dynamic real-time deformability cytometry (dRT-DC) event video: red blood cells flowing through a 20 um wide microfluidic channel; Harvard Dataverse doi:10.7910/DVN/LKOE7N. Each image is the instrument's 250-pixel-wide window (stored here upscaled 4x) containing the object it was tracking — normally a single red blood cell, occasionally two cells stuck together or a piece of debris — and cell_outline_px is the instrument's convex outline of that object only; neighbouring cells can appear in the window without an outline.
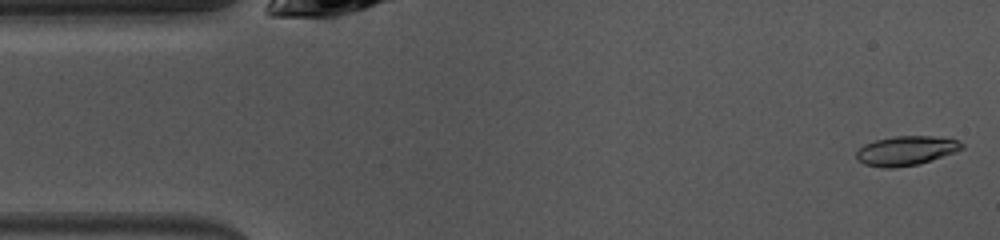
{"species": "common noctule bat (a hibernating species)", "species_latin": "Nyctalus noctula", "temperature_condition": "warm", "stored_images_in_passage": 47, "camera_frame_rate_fps": 3000, "um_per_image_px": 0.085, "animal": {"sex": "female", "body_mass_g": 10.0, "forearm_length_mm": 53.1}, "frame": {"image": 1, "passage_image": 1, "time_ms": 0.0, "image_size_px": [1000, 240], "cell_outline_px": [[964, 148], [956, 152], [920, 164], [896, 168], [884, 168], [864, 164], [856, 160], [856, 152], [864, 144], [876, 140], [896, 136], [932, 136], [960, 140], [964, 144]], "centroid_in_image_um": [77.04, 12.82], "position_along_channel_um": 8.0, "area_um2": 18.26}}
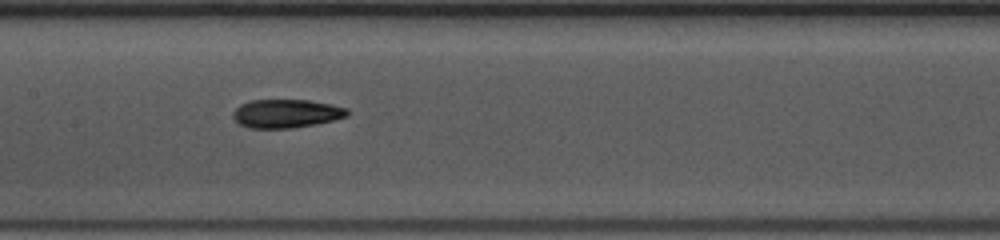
{"frame": {"image": 2, "passage_image": 21, "time_ms": 6.667, "image_size_px": [1000, 240], "cell_outline_px": [[348, 116], [316, 124], [292, 128], [248, 128], [240, 124], [232, 116], [232, 112], [240, 104], [252, 100], [308, 100], [332, 104], [348, 108]], "centroid_in_image_um": [24.33, 9.65], "position_along_channel_um": 183.1, "area_um2": 19.02}}
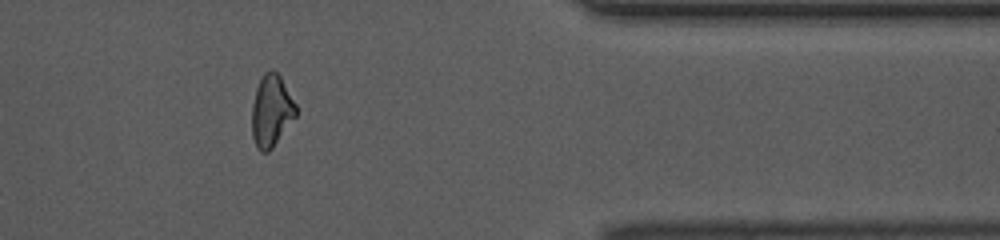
{"frame": {"image": 3, "passage_image": 38, "time_ms": 12.333, "image_size_px": [1000, 240], "cell_outline_px": [[296, 116], [272, 148], [268, 152], [260, 152], [256, 148], [252, 136], [252, 104], [256, 88], [264, 72], [272, 68], [280, 76], [296, 104]], "centroid_in_image_um": [23.05, 9.43], "position_along_channel_um": 388.3, "area_um2": 18.44}, "authors_computed_cell_mechanics": {"area_um2": 18.6116, "velocity_mm_per_s": 4.0548, "shape_relaxation_time_tau1_ms": 4.6345, "shape_relaxation_time_tau2_ms": 6.6985, "deformation_change_tau1": 0.1737, "deformation_change_tau2": 0.1113}}